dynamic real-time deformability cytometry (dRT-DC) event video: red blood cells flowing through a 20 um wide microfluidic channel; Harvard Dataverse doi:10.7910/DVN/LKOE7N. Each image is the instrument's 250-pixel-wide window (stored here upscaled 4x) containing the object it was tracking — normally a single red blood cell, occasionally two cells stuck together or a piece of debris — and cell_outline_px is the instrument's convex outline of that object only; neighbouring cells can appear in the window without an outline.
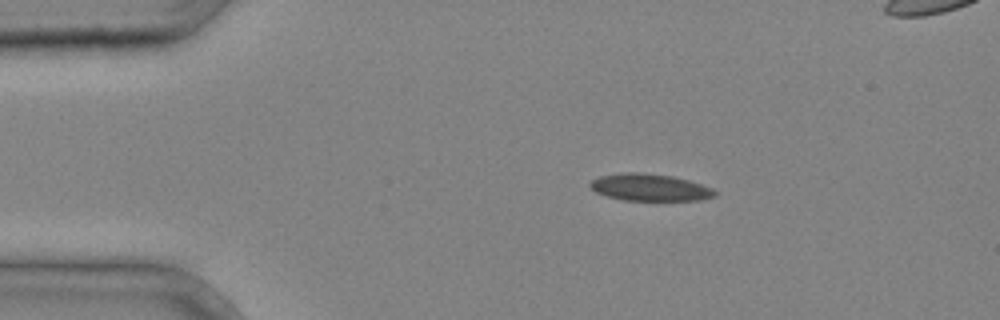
{"species": "common noctule bat (a hibernating species)", "species_latin": "Nyctalus noctula", "temperature_condition": "cold", "stored_images_in_passage": 3, "camera_frame_rate_fps": 3000, "um_per_image_px": 0.085, "animal": {"sex": "male", "body_mass_g": 20.4}, "frame": {"image": 1, "passage_image": 1, "time_ms": 0.0, "image_size_px": [1000, 320], "cell_outline_px": [[716, 196], [700, 200], [624, 200], [608, 196], [596, 192], [588, 184], [592, 180], [600, 176], [624, 172], [640, 172], [672, 176], [688, 180], [712, 188], [716, 192]], "centroid_in_image_um": [55.23, 15.92], "position_along_channel_um": 29.8, "area_um2": 19.48}}